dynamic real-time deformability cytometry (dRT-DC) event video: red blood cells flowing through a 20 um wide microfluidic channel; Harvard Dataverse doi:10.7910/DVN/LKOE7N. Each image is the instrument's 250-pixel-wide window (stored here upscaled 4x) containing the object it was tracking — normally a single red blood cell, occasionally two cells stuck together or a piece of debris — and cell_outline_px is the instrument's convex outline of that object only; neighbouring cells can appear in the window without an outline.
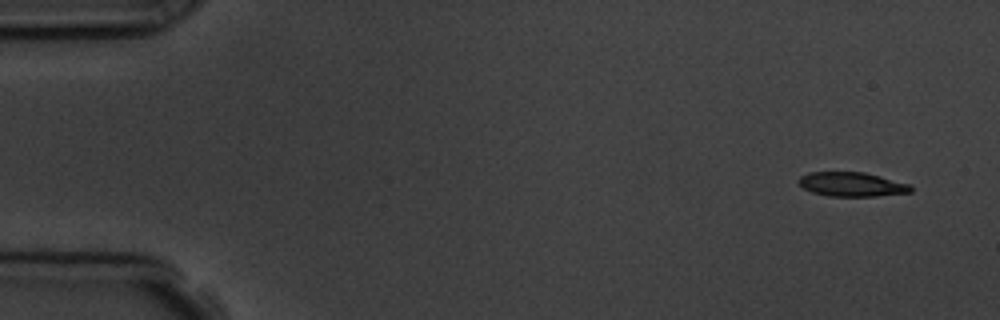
{"species": "common noctule bat (a hibernating species)", "species_latin": "Nyctalus noctula", "temperature_condition": "room temperature", "stored_images_in_passage": 5, "camera_frame_rate_fps": 3000, "um_per_image_px": 0.085, "animal": {"sex": "male", "body_mass_g": 19.5, "forearm_length_mm": 54.6}, "frame": {"image": 1, "passage_image": 1, "time_ms": 0.0, "image_size_px": [1000, 320], "cell_outline_px": [[912, 192], [876, 196], [828, 196], [812, 192], [804, 188], [796, 180], [800, 176], [808, 172], [864, 172], [912, 184]], "centroid_in_image_um": [72.41, 15.66], "position_along_channel_um": 12.6, "area_um2": 15.95}}